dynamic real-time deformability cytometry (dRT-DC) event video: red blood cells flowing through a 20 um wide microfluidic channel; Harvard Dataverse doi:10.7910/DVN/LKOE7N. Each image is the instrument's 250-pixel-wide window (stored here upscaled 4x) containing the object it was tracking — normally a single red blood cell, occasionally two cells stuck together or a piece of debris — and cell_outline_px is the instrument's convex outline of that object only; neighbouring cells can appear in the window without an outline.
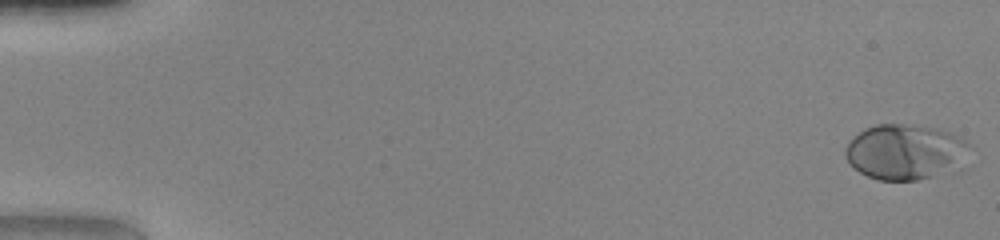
{"species": "human", "species_latin": "Homo sapiens", "temperature_condition": "warm", "stored_images_in_passage": 50, "camera_frame_rate_fps": 3000, "um_per_image_px": 0.085, "donor": {"sex": "female"}, "frame": {"image": 1, "passage_image": 1, "time_ms": 0.0, "image_size_px": [1000, 240], "cell_outline_px": [[976, 148], [960, 172], [916, 180], [880, 180], [868, 176], [852, 168], [844, 152], [844, 148], [848, 140], [864, 128], [876, 124], [904, 124], [936, 128], [952, 132], [960, 136]], "centroid_in_image_um": [77.09, 12.93], "position_along_channel_um": 7.9, "area_um2": 41.85}}
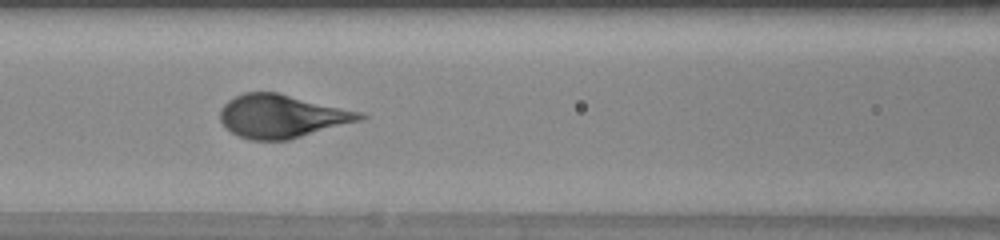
{"frame": {"image": 2, "passage_image": 23, "time_ms": 7.333, "image_size_px": [1000, 240], "cell_outline_px": [[368, 116], [360, 120], [288, 140], [252, 140], [240, 136], [232, 132], [220, 120], [220, 108], [228, 100], [244, 92], [276, 92], [364, 112]], "centroid_in_image_um": [23.96, 9.87], "position_along_channel_um": 142.6, "area_um2": 34.97}}
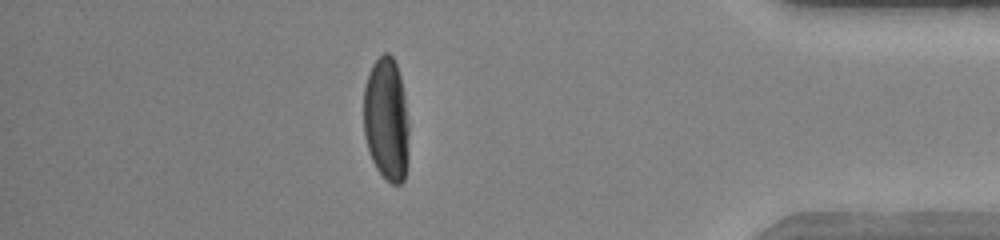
{"frame": {"image": 3, "passage_image": 44, "time_ms": 14.333, "image_size_px": [1000, 240], "cell_outline_px": [[408, 164], [404, 180], [400, 184], [392, 184], [376, 168], [372, 160], [364, 136], [364, 88], [372, 64], [384, 52], [388, 52], [392, 56], [396, 64], [400, 76], [404, 96], [408, 124]], "centroid_in_image_um": [32.85, 10.16], "position_along_channel_um": 402.4, "area_um2": 32.6}}